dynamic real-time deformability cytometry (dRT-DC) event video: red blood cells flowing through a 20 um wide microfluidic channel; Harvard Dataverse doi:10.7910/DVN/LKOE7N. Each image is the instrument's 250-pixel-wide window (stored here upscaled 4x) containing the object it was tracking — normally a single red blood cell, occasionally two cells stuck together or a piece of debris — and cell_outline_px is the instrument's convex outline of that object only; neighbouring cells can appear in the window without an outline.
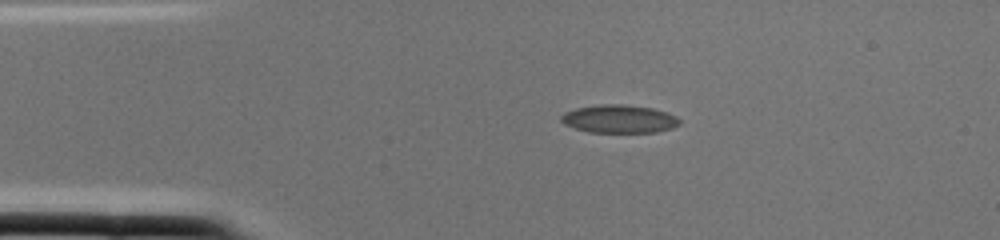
{"species": "common noctule bat (a hibernating species)", "species_latin": "Nyctalus noctula", "temperature_condition": "cold", "stored_images_in_passage": 1, "camera_frame_rate_fps": 3000, "um_per_image_px": 0.085, "animal": {"sex": "female", "body_mass_g": 22.0, "forearm_length_mm": 56.7}, "frame": {"image": 1, "passage_image": 1, "time_ms": 0.0, "image_size_px": [1000, 240], "cell_outline_px": [[680, 124], [672, 128], [656, 132], [588, 132], [564, 124], [560, 120], [560, 116], [564, 112], [576, 108], [600, 104], [624, 104], [652, 108], [668, 112], [676, 116], [680, 120]], "centroid_in_image_um": [52.63, 10.1], "position_along_channel_um": 32.4, "area_um2": 19.48}}